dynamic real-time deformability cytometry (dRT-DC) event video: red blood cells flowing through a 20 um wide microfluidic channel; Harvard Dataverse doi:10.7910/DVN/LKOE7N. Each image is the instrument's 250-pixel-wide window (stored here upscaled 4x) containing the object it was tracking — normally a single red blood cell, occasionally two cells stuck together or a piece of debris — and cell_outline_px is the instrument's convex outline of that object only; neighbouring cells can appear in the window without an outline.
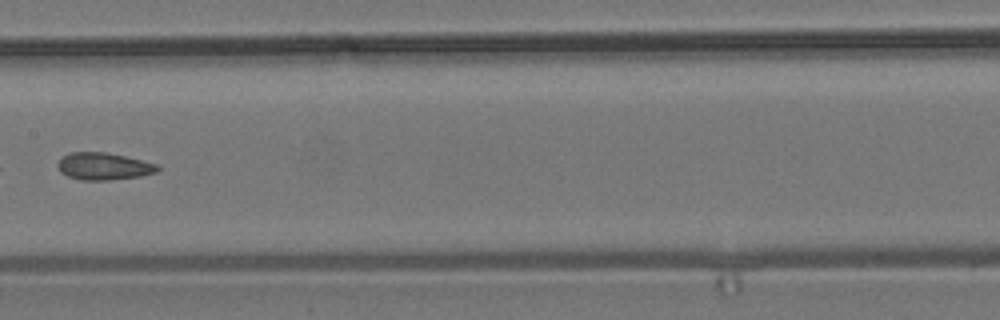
{"species": "common noctule bat (a hibernating species)", "species_latin": "Nyctalus noctula", "temperature_condition": "room temperature", "stored_images_in_passage": 8, "segment_of_instrument_passage": [1, 2], "camera_frame_rate_fps": 3000, "um_per_image_px": 0.085, "animal": {"sex": "male", "body_mass_g": 19.2, "forearm_length_mm": 51.8}, "frame": {"image": 1, "passage_image": 7, "time_ms": 7.0, "image_size_px": [1000, 320], "cell_outline_px": [[160, 168], [156, 172], [140, 176], [108, 180], [80, 180], [68, 176], [60, 172], [56, 164], [68, 152], [104, 152], [124, 156], [160, 164]], "centroid_in_image_um": [8.81, 14.13], "position_along_channel_um": 198.6, "area_um2": 15.84}}